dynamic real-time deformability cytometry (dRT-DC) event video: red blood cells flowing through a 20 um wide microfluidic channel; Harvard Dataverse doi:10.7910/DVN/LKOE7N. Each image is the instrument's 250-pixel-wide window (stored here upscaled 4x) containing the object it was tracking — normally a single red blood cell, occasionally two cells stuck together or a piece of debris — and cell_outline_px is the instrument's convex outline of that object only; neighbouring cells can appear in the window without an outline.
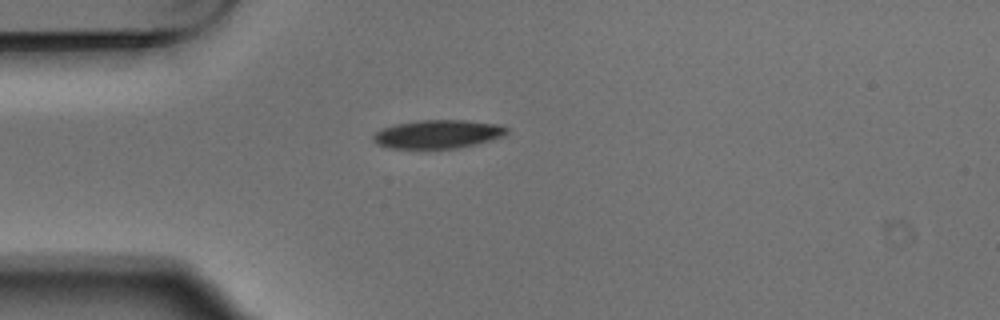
{"species": "Egyptian fruit bat (a non-hibernating species)", "species_latin": "Rousettus aegyptiacus", "temperature_condition": "warm", "stored_images_in_passage": 1, "camera_frame_rate_fps": 3000, "um_per_image_px": 0.085, "animal": {"sex": "male"}, "frame": {"image": 1, "passage_image": 1, "time_ms": 0.0, "image_size_px": [1000, 320], "cell_outline_px": [[508, 132], [504, 136], [476, 144], [456, 148], [388, 148], [376, 144], [372, 140], [372, 136], [376, 132], [384, 128], [396, 124], [420, 120], [468, 120], [500, 124], [508, 128]], "centroid_in_image_um": [37.24, 11.4], "position_along_channel_um": 47.8, "area_um2": 22.2}}